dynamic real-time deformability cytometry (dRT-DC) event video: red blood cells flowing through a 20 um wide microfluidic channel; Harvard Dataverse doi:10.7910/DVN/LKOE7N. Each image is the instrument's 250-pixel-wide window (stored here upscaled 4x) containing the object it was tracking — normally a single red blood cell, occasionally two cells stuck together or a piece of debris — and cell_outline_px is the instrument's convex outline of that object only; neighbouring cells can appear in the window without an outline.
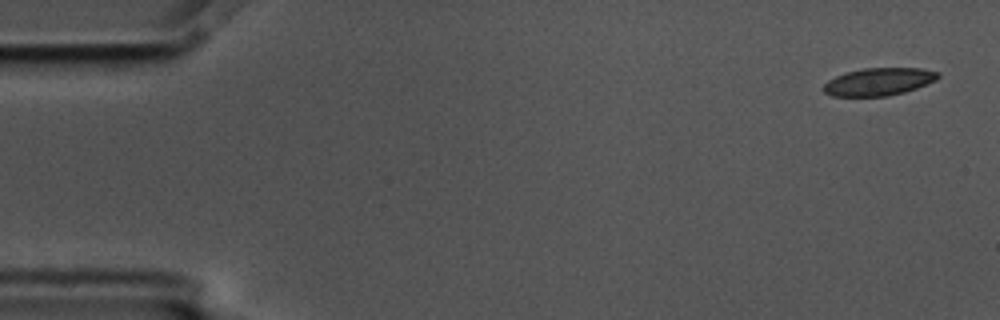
{"species": "common noctule bat (a hibernating species)", "species_latin": "Nyctalus noctula", "temperature_condition": "cold", "stored_images_in_passage": 4, "camera_frame_rate_fps": 3000, "um_per_image_px": 0.085, "animal": {"sex": "male", "body_mass_g": 17.5, "forearm_length_mm": 52.3}, "frame": {"image": 1, "passage_image": 1, "time_ms": 0.0, "image_size_px": [1000, 320], "cell_outline_px": [[940, 76], [936, 80], [916, 88], [904, 92], [888, 96], [832, 96], [824, 92], [820, 88], [828, 80], [836, 76], [848, 72], [864, 68], [920, 68], [940, 72]], "centroid_in_image_um": [74.68, 6.95], "position_along_channel_um": 10.3, "area_um2": 18.44}}
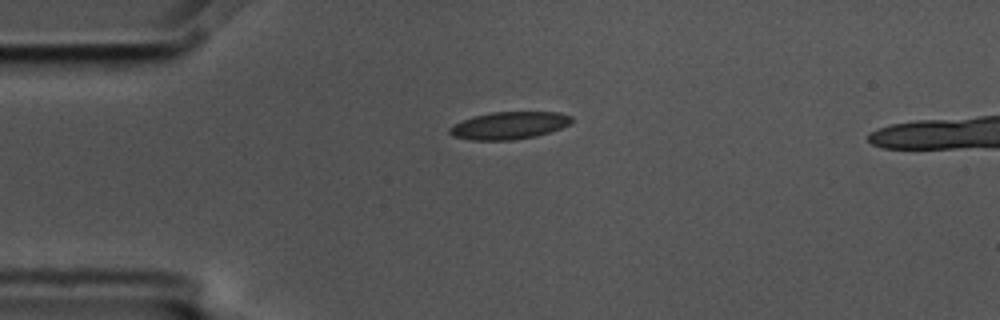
{"frame": {"image": 2, "passage_image": 4, "time_ms": 1.0, "image_size_px": [1000, 320], "cell_outline_px": [[572, 124], [536, 136], [512, 140], [472, 140], [452, 136], [448, 132], [448, 128], [472, 116], [492, 112], [560, 112], [572, 116]], "centroid_in_image_um": [43.28, 10.66], "position_along_channel_um": 41.7, "area_um2": 19.48}}